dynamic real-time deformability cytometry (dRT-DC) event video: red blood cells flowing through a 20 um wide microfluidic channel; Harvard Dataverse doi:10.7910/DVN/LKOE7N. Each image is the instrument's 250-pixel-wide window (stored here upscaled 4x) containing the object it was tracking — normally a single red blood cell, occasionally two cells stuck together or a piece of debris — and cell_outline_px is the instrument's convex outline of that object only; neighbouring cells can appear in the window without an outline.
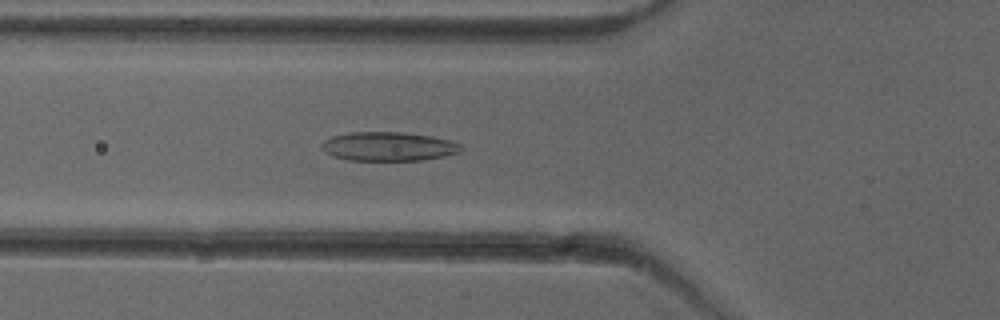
{"species": "common noctule bat (a hibernating species)", "species_latin": "Nyctalus noctula", "temperature_condition": "cold", "stored_images_in_passage": 52, "camera_frame_rate_fps": 3000, "um_per_image_px": 0.085, "animal": {"sex": "female"}, "frame": {"image": 1, "passage_image": 19, "time_ms": 6.0, "image_size_px": [1000, 320], "cell_outline_px": [[464, 148], [460, 152], [444, 156], [420, 160], [348, 160], [332, 156], [324, 152], [320, 148], [320, 144], [324, 140], [332, 136], [348, 132], [400, 132], [428, 136], [448, 140], [460, 144]], "centroid_in_image_um": [32.95, 12.45], "position_along_channel_um": 92.8, "area_um2": 23.52}}
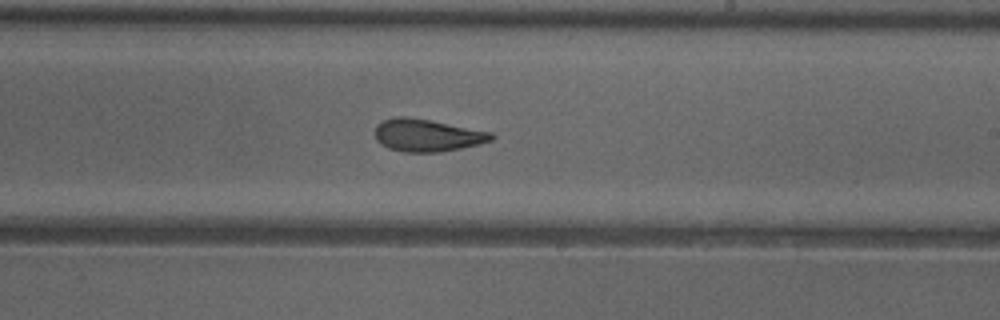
{"frame": {"image": 2, "passage_image": 31, "time_ms": 10.0, "image_size_px": [1000, 320], "cell_outline_px": [[496, 136], [492, 140], [460, 148], [440, 152], [404, 152], [388, 148], [380, 144], [376, 140], [376, 124], [384, 120], [396, 116], [408, 116], [492, 132]], "centroid_in_image_um": [36.28, 11.49], "position_along_channel_um": 252.7, "area_um2": 21.91}}
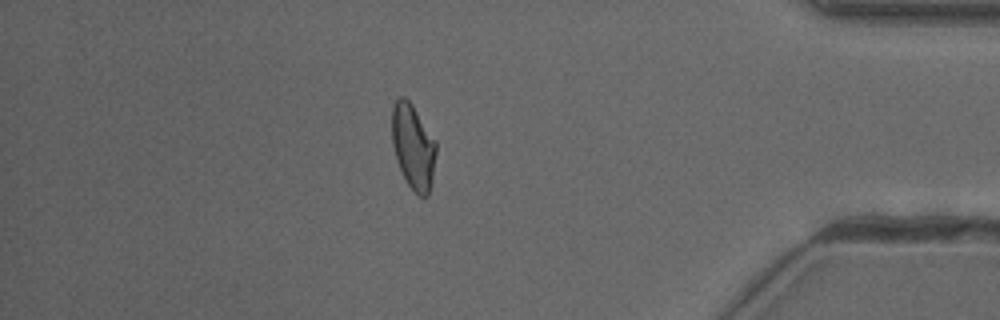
{"frame": {"image": 3, "passage_image": 45, "time_ms": 14.667, "image_size_px": [1000, 320], "cell_outline_px": [[436, 152], [432, 180], [428, 196], [420, 196], [408, 184], [396, 160], [392, 144], [392, 108], [396, 100], [400, 96], [404, 96], [412, 104], [436, 140]], "centroid_in_image_um": [35.12, 12.43], "position_along_channel_um": 400.1, "area_um2": 21.79}, "authors_computed_cell_mechanics": {"area_um2": 22.3397, "velocity_mm_per_s": 3.972, "shape_relaxation_time_tau1_ms": 10.8581, "shape_relaxation_time_tau2_ms": 1.9638, "deformation_change_tau1": 0.2293, "deformation_change_tau2": 0.0938}}